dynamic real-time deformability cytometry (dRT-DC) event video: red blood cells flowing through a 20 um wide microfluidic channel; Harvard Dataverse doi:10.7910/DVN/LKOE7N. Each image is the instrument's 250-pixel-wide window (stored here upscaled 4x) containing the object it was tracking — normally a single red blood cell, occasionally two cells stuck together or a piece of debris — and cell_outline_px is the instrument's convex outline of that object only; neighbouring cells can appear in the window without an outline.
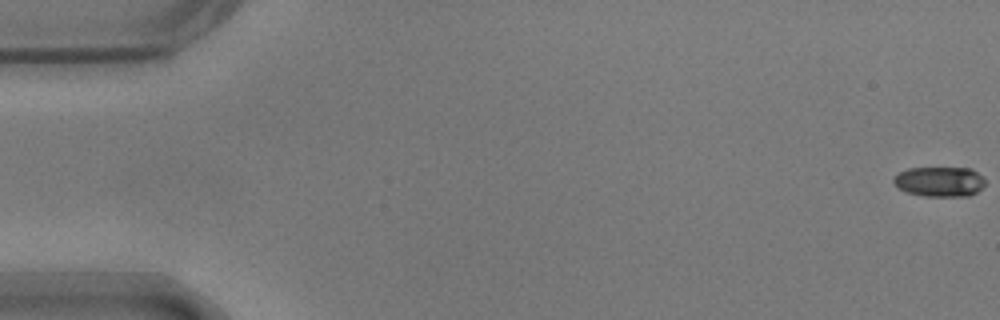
{"species": "common noctule bat (a hibernating species)", "species_latin": "Nyctalus noctula", "temperature_condition": "warm", "stored_images_in_passage": 11, "camera_frame_rate_fps": 3000, "um_per_image_px": 0.085, "animal": {"sex": "male", "body_mass_g": 17.9}, "frame": {"image": 1, "passage_image": 1, "time_ms": 0.0, "image_size_px": [1000, 320], "cell_outline_px": [[984, 184], [976, 192], [968, 196], [924, 196], [908, 192], [900, 188], [892, 180], [900, 172], [908, 168], [972, 168], [984, 180]], "centroid_in_image_um": [79.87, 15.43], "position_along_channel_um": 5.1, "area_um2": 15.66}}